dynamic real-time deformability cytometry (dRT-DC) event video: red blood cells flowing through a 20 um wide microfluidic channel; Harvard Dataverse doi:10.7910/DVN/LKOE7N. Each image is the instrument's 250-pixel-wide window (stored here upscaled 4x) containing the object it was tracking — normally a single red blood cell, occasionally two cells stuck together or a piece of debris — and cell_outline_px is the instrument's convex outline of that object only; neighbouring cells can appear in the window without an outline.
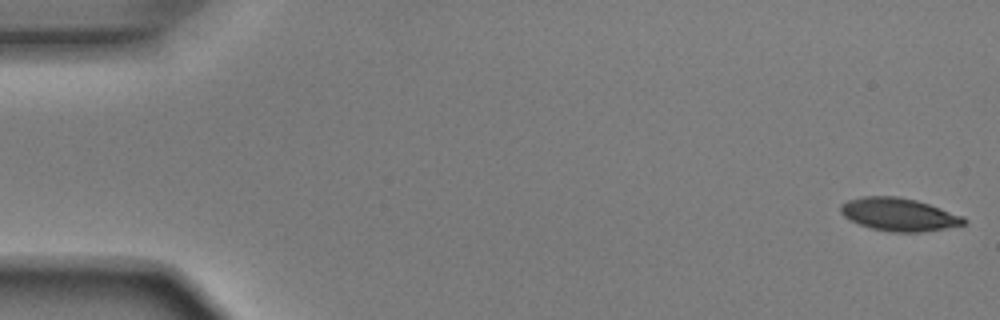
{"species": "Egyptian fruit bat (a non-hibernating species)", "species_latin": "Rousettus aegyptiacus", "temperature_condition": "room temperature", "stored_images_in_passage": 51, "camera_frame_rate_fps": 3000, "um_per_image_px": 0.085, "animal": {"sex": "male"}, "frame": {"image": 1, "passage_image": 1, "time_ms": 0.0, "image_size_px": [1000, 320], "cell_outline_px": [[968, 220], [964, 224], [944, 228], [920, 232], [892, 232], [872, 228], [860, 224], [844, 216], [840, 212], [840, 204], [848, 200], [860, 196], [896, 196], [916, 200], [964, 216]], "centroid_in_image_um": [76.39, 18.22], "position_along_channel_um": 8.6, "area_um2": 23.47}}
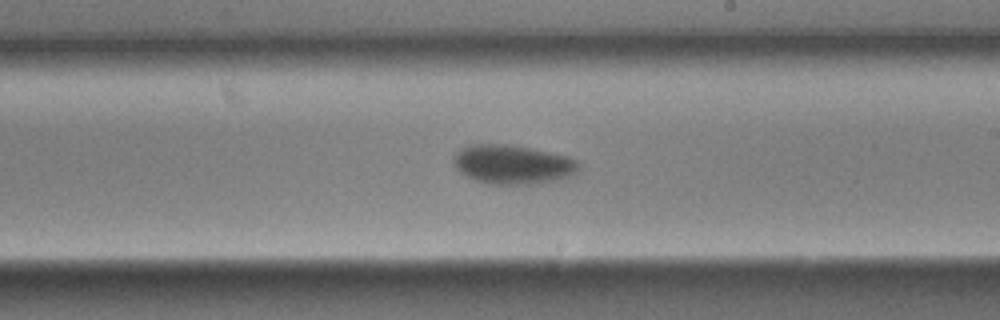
{"frame": {"image": 2, "passage_image": 30, "time_ms": 9.667, "image_size_px": [1000, 320], "cell_outline_px": [[580, 168], [576, 172], [560, 180], [532, 184], [488, 184], [476, 180], [460, 172], [456, 168], [452, 160], [456, 152], [460, 148], [468, 144], [508, 144], [568, 156], [576, 160], [580, 164]], "centroid_in_image_um": [43.56, 13.97], "position_along_channel_um": 245.4, "area_um2": 28.61}}
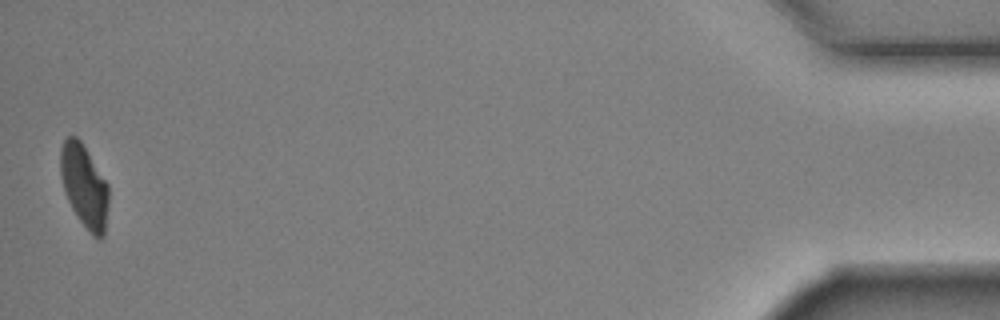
{"frame": {"image": 3, "passage_image": 51, "time_ms": 16.667, "image_size_px": [1000, 320], "cell_outline_px": [[108, 200], [104, 236], [100, 240], [92, 236], [76, 216], [68, 200], [60, 176], [60, 148], [64, 140], [68, 136], [76, 136], [80, 140], [108, 184]], "centroid_in_image_um": [7.15, 15.83], "position_along_channel_um": 428.0, "area_um2": 23.18}, "authors_computed_cell_mechanics": {"area_um2": 25.721, "velocity_mm_per_s": 3.9099, "shape_relaxation_time_tau1_ms": 2.1671, "shape_relaxation_time_tau2_ms": 5.4751, "deformation_change_tau1": 0.1432, "deformation_change_tau2": 0.087}}